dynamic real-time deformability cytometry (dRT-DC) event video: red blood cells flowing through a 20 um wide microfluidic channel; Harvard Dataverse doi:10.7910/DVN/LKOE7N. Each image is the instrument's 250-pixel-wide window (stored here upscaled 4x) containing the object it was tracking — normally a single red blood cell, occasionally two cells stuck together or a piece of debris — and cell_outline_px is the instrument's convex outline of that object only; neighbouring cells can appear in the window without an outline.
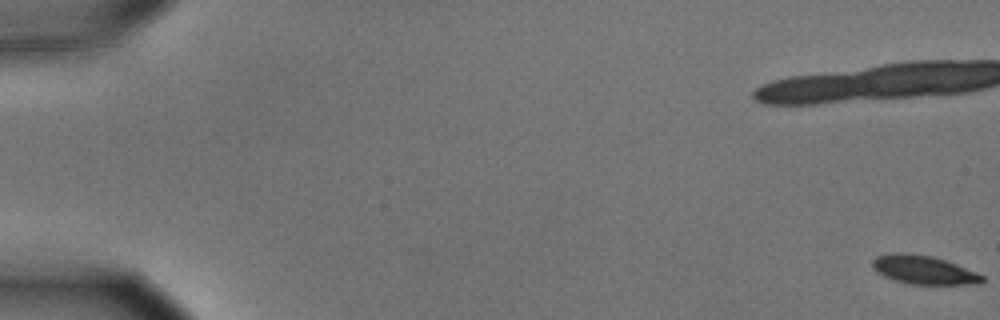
{"species": "common noctule bat (a hibernating species)", "species_latin": "Nyctalus noctula", "temperature_condition": "cold", "stored_images_in_passage": 60, "camera_frame_rate_fps": 3000, "um_per_image_px": 0.085, "animal": {"sex": "male", "body_mass_g": 15.6}, "frame": {"image": 1, "passage_image": 1, "time_ms": 0.0, "image_size_px": [1000, 320], "cell_outline_px": [[984, 280], [980, 284], [908, 284], [884, 276], [872, 264], [872, 260], [876, 256], [892, 252], [908, 252], [932, 256], [956, 264], [976, 272], [984, 276]], "centroid_in_image_um": [78.53, 22.92], "position_along_channel_um": 6.5, "area_um2": 18.21}}
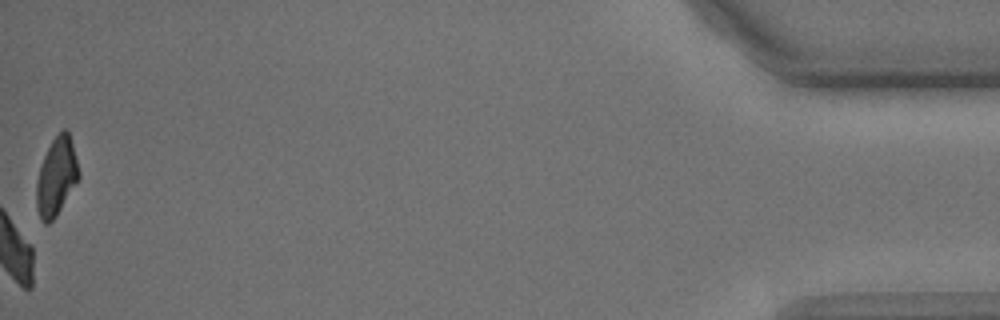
{"frame": {"image": 2, "passage_image": 60, "time_ms": 19.667, "image_size_px": [1000, 320], "cell_outline_px": [[80, 176], [56, 216], [48, 224], [44, 224], [40, 220], [36, 208], [36, 180], [44, 156], [52, 140], [64, 128], [68, 132], [72, 144], [80, 172]], "centroid_in_image_um": [4.77, 15.05], "position_along_channel_um": 430.4, "area_um2": 19.02}, "authors_computed_cell_mechanics": {"area_um2": 19.8254, "velocity_mm_per_s": 3.5135, "shape_relaxation_time_tau1_ms": 3.1909, "shape_relaxation_time_tau2_ms": null, "deformation_change_tau1": 0.1059, "deformation_change_tau2": null}}